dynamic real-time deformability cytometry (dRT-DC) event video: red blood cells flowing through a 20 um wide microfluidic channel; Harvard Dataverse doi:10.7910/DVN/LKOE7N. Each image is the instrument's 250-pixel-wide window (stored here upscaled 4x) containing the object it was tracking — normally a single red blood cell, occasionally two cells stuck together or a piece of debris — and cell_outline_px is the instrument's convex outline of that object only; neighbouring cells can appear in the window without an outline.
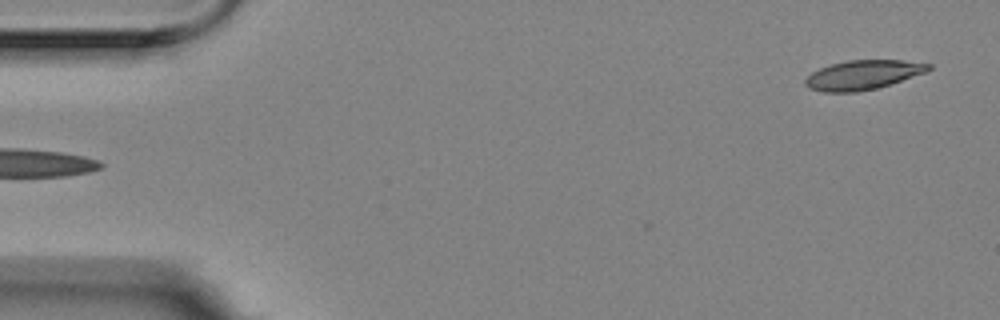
{"species": "Egyptian fruit bat (a non-hibernating species)", "species_latin": "Rousettus aegyptiacus", "temperature_condition": "room temperature", "stored_images_in_passage": 2, "camera_frame_rate_fps": 3000, "um_per_image_px": 0.085, "animal": {"sex": "female"}, "frame": {"image": 1, "passage_image": 2, "time_ms": 0.333, "image_size_px": [1000, 320], "cell_outline_px": [[932, 68], [924, 72], [876, 88], [856, 92], [824, 92], [808, 88], [804, 84], [804, 80], [812, 72], [820, 68], [832, 64], [848, 60], [904, 60], [932, 64]], "centroid_in_image_um": [73.31, 6.36], "position_along_channel_um": 11.7, "area_um2": 20.81}}